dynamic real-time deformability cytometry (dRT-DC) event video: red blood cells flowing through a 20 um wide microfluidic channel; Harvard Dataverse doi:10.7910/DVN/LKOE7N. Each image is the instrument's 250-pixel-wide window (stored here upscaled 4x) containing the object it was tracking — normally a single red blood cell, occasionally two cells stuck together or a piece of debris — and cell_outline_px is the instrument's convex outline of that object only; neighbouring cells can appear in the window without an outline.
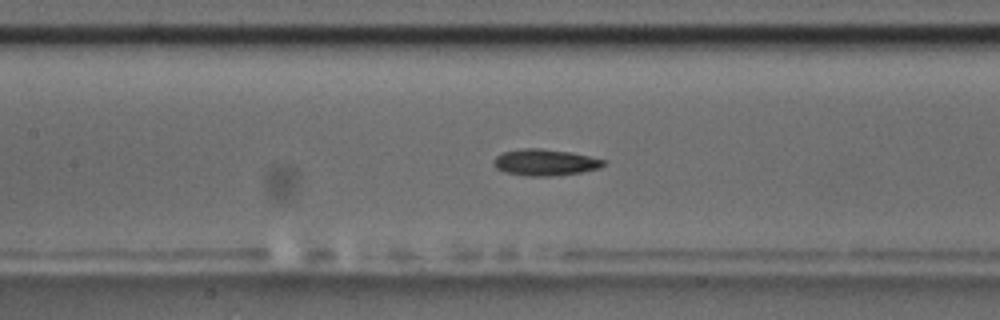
{"species": "common noctule bat (a hibernating species)", "species_latin": "Nyctalus noctula", "temperature_condition": "room temperature", "stored_images_in_passage": 49, "camera_frame_rate_fps": 3000, "um_per_image_px": 0.085, "animal": {"sex": "male", "body_mass_g": 17.5, "forearm_length_mm": 52.3}, "frame": {"image": 1, "passage_image": 18, "time_ms": 5.667, "image_size_px": [1000, 320], "cell_outline_px": [[604, 164], [600, 168], [580, 172], [548, 176], [528, 176], [504, 172], [496, 168], [492, 164], [492, 160], [496, 156], [504, 152], [524, 148], [540, 148], [572, 152], [604, 160]], "centroid_in_image_um": [46.28, 13.8], "position_along_channel_um": 161.1, "area_um2": 16.82}}
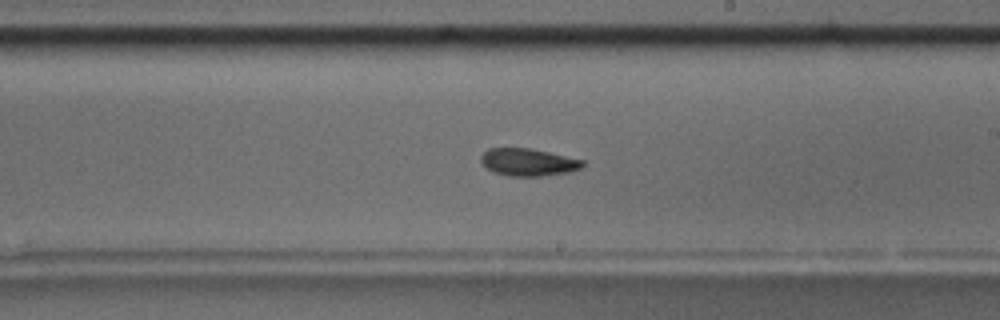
{"frame": {"image": 2, "passage_image": 25, "time_ms": 8.0, "image_size_px": [1000, 320], "cell_outline_px": [[584, 164], [580, 168], [572, 172], [540, 176], [508, 176], [492, 172], [480, 160], [480, 156], [488, 148], [528, 148], [548, 152], [584, 160]], "centroid_in_image_um": [44.89, 13.79], "position_along_channel_um": 244.1, "area_um2": 16.24}}
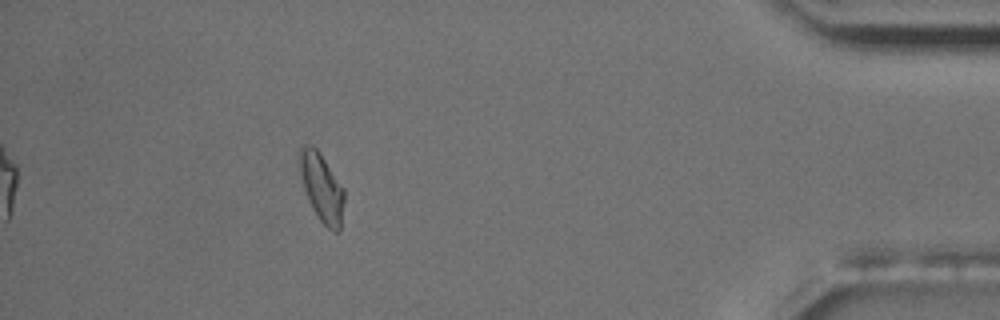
{"frame": {"image": 3, "passage_image": 43, "time_ms": 14.0, "image_size_px": [1000, 320], "cell_outline_px": [[344, 200], [340, 228], [336, 232], [328, 228], [316, 216], [308, 200], [296, 168], [296, 152], [300, 144], [304, 144], [316, 148], [320, 152], [344, 188]], "centroid_in_image_um": [27.26, 15.83], "position_along_channel_um": 407.9, "area_um2": 18.44}, "authors_computed_cell_mechanics": {"area_um2": 16.473, "velocity_mm_per_s": 3.5859, "shape_relaxation_time_tau1_ms": 2.0414, "shape_relaxation_time_tau2_ms": null, "deformation_change_tau1": 0.1292, "deformation_change_tau2": null}}